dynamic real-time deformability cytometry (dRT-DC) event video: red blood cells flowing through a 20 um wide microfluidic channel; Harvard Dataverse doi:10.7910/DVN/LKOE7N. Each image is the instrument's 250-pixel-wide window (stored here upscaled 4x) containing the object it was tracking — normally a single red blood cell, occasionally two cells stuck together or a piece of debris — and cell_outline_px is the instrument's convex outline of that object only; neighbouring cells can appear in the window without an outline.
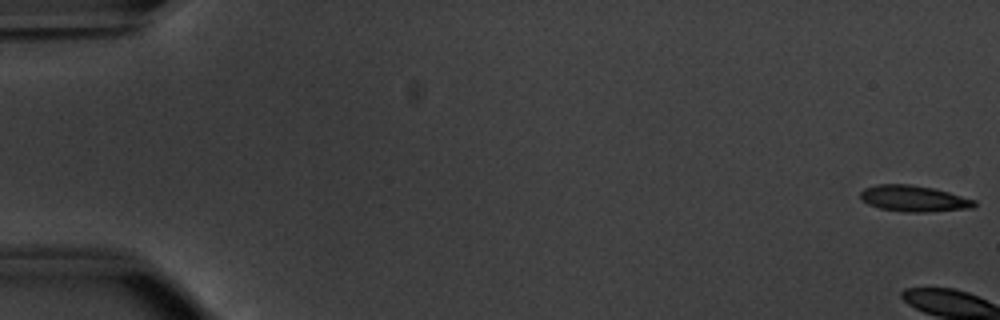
{"species": "common noctule bat (a hibernating species)", "species_latin": "Nyctalus noctula", "temperature_condition": "warm", "stored_images_in_passage": 4, "camera_frame_rate_fps": 3000, "um_per_image_px": 0.085, "animal": {"sex": "male", "body_mass_g": 20.1, "forearm_length_mm": 53.5}, "frame": {"image": 1, "passage_image": 1, "time_ms": 0.0, "image_size_px": [1000, 320], "cell_outline_px": [[976, 204], [972, 208], [928, 212], [904, 212], [880, 208], [868, 204], [860, 196], [860, 192], [864, 188], [876, 184], [908, 184], [932, 188], [948, 192], [976, 200]], "centroid_in_image_um": [77.67, 16.88], "position_along_channel_um": 7.3, "area_um2": 17.28}}